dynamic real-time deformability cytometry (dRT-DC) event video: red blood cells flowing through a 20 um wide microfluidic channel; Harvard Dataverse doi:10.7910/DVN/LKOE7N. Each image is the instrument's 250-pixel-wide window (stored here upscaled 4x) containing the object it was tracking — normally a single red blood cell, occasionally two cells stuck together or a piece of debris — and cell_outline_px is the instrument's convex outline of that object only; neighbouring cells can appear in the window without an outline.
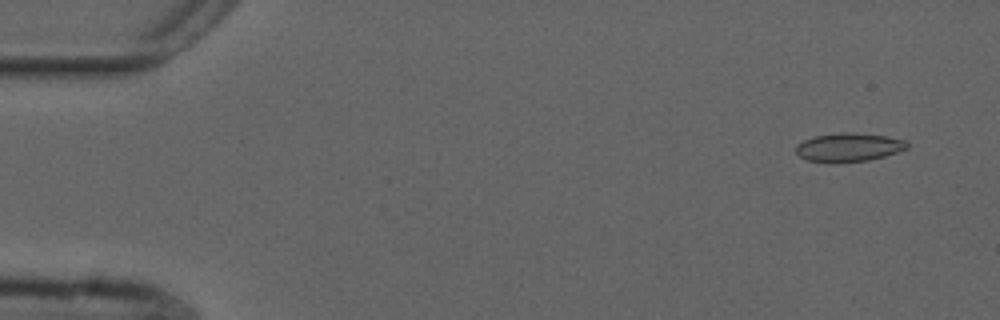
{"species": "common noctule bat (a hibernating species)", "species_latin": "Nyctalus noctula", "temperature_condition": "cold", "stored_images_in_passage": 16, "camera_frame_rate_fps": 3000, "um_per_image_px": 0.085, "animal": {"sex": "male", "forearm_length_mm": 52.5}, "frame": {"image": 1, "passage_image": 4, "time_ms": 1.0, "image_size_px": [1000, 320], "cell_outline_px": [[908, 148], [884, 156], [868, 160], [836, 164], [828, 164], [808, 160], [800, 156], [796, 152], [796, 144], [804, 140], [816, 136], [840, 132], [844, 132], [888, 136], [908, 140]], "centroid_in_image_um": [72.13, 12.54], "position_along_channel_um": 12.9, "area_um2": 18.79}}
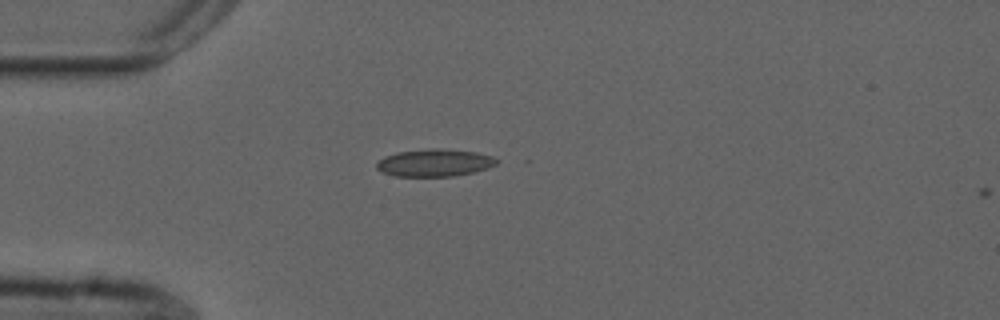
{"frame": {"image": 2, "passage_image": 15, "time_ms": 4.667, "image_size_px": [1000, 320], "cell_outline_px": [[500, 160], [496, 164], [488, 168], [472, 172], [452, 176], [392, 176], [380, 172], [376, 168], [376, 164], [384, 156], [396, 152], [476, 152], [492, 156]], "centroid_in_image_um": [36.9, 13.9], "position_along_channel_um": 48.1, "area_um2": 17.98}}